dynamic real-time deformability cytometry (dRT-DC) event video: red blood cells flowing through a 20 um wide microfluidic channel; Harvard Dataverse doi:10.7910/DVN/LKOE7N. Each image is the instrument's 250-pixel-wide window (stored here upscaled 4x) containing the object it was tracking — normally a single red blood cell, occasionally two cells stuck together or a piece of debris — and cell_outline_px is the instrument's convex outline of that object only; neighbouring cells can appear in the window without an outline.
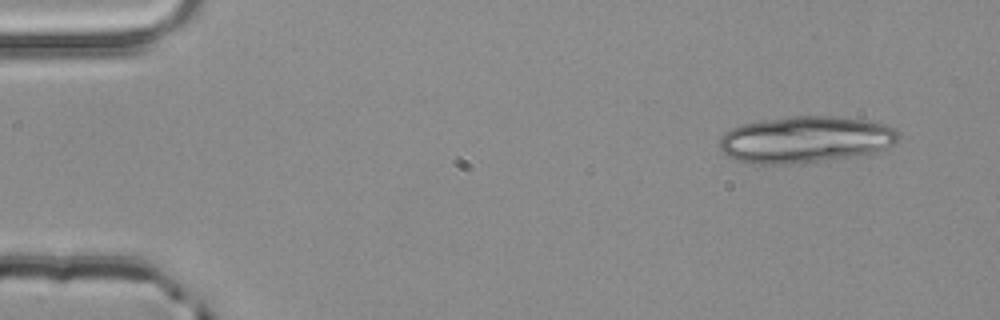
{"species": "common noctule bat (a hibernating species)", "species_latin": "Nyctalus noctula", "temperature_condition": "room temperature", "stored_images_in_passage": 3, "camera_frame_rate_fps": 3000, "um_per_image_px": 0.085, "animal": {"sex": "male", "body_mass_g": 20.4}, "frame": {"image": 1, "passage_image": 1, "time_ms": 0.0, "image_size_px": [1000, 320], "cell_outline_px": [[900, 140], [896, 144], [888, 148], [872, 152], [852, 156], [820, 160], [784, 164], [756, 164], [736, 160], [728, 156], [720, 148], [720, 136], [724, 132], [732, 128], [744, 124], [760, 120], [788, 116], [832, 116], [868, 120], [884, 124], [900, 132]], "centroid_in_image_um": [68.47, 11.84], "position_along_channel_um": 16.5, "area_um2": 48.55}}